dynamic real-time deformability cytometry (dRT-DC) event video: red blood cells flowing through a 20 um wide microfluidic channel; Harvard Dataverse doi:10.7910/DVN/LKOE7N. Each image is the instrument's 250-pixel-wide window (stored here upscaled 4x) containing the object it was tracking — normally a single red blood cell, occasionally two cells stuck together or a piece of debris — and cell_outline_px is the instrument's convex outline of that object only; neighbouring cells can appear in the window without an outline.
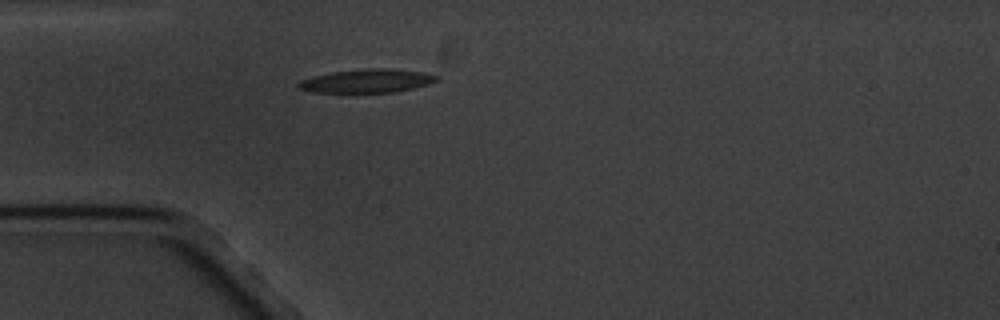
{"species": "common noctule bat (a hibernating species)", "species_latin": "Nyctalus noctula", "temperature_condition": "cold", "stored_images_in_passage": 1, "camera_frame_rate_fps": 3000, "um_per_image_px": 0.085, "animal": {"sex": "male", "body_mass_g": 20.1, "forearm_length_mm": 53.5}, "frame": {"image": 1, "passage_image": 1, "time_ms": 0.0, "image_size_px": [1000, 320], "cell_outline_px": [[440, 76], [436, 80], [428, 84], [396, 92], [352, 96], [312, 92], [296, 88], [296, 84], [300, 80], [332, 72], [364, 68], [388, 68], [424, 72]], "centroid_in_image_um": [31.11, 6.93], "position_along_channel_um": 53.9, "area_um2": 20.11}}